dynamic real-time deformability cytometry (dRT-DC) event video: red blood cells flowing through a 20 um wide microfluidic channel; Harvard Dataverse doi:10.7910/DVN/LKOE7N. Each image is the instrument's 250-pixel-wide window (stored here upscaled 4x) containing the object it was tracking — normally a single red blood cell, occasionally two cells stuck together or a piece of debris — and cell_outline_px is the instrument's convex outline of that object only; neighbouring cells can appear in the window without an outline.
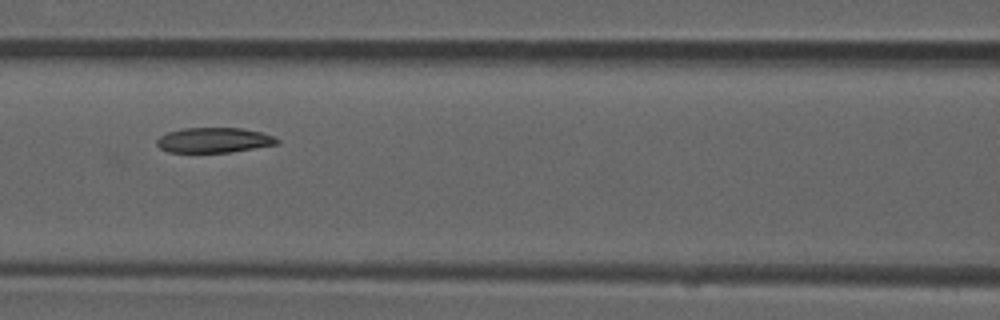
{"species": "common noctule bat (a hibernating species)", "species_latin": "Nyctalus noctula", "temperature_condition": "room temperature", "stored_images_in_passage": 10, "camera_frame_rate_fps": 3000, "um_per_image_px": 0.085, "animal": {"sex": "male", "forearm_length_mm": 52.5}, "frame": {"image": 1, "passage_image": 7, "time_ms": 2.0, "image_size_px": [1000, 320], "cell_outline_px": [[280, 144], [228, 152], [168, 152], [160, 148], [156, 144], [156, 140], [160, 136], [168, 132], [184, 128], [244, 128], [260, 132], [272, 136], [280, 140]], "centroid_in_image_um": [18.18, 11.91], "position_along_channel_um": 148.4, "area_um2": 17.51}}
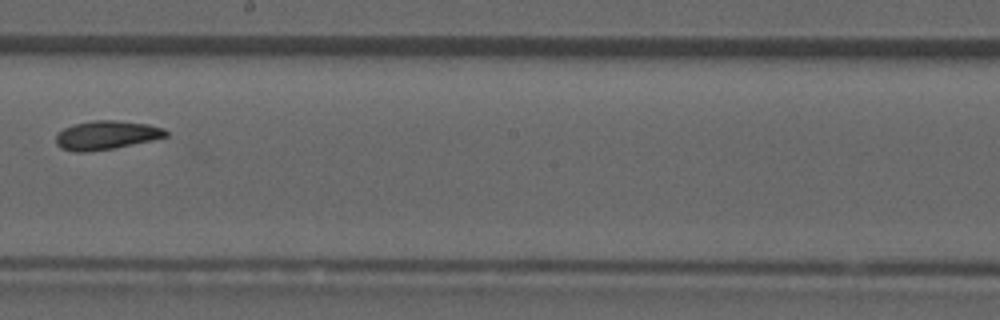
{"frame": {"image": 2, "passage_image": 9, "time_ms": 2.667, "image_size_px": [1000, 320], "cell_outline_px": [[168, 136], [112, 148], [84, 152], [76, 152], [60, 148], [56, 144], [56, 136], [64, 128], [76, 124], [92, 120], [116, 120], [148, 124], [164, 128], [168, 132]], "centroid_in_image_um": [9.03, 11.48], "position_along_channel_um": 239.2, "area_um2": 18.15}}
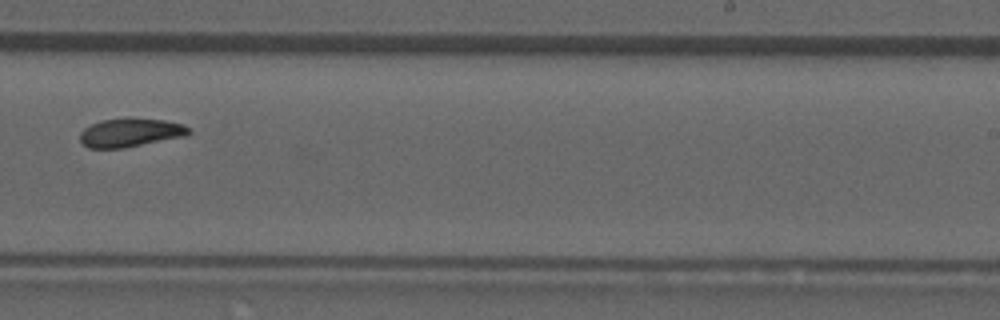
{"frame": {"image": 3, "passage_image": 10, "time_ms": 3.0, "image_size_px": [1000, 320], "cell_outline_px": [[192, 132], [188, 136], [124, 148], [88, 148], [80, 140], [80, 132], [84, 128], [92, 124], [104, 120], [164, 120], [184, 124], [192, 128]], "centroid_in_image_um": [11.15, 11.31], "position_along_channel_um": 277.8, "area_um2": 17.8}}